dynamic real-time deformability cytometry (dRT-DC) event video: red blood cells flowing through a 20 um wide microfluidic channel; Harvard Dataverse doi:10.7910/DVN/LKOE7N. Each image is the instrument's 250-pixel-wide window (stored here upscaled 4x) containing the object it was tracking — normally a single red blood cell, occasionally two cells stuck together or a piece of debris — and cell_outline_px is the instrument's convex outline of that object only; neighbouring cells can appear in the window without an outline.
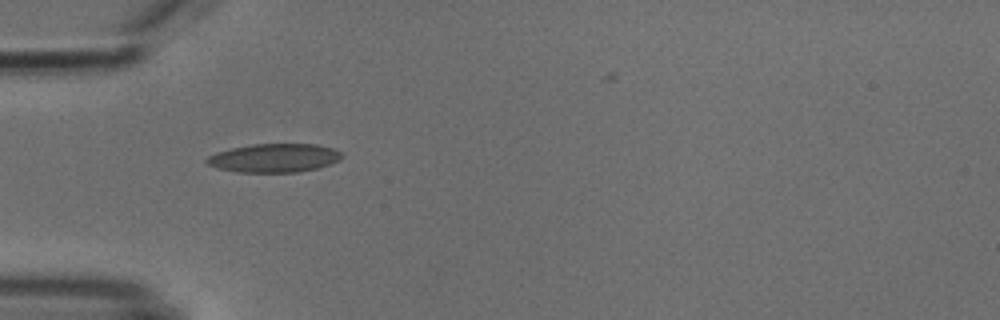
{"species": "common noctule bat (a hibernating species)", "species_latin": "Nyctalus noctula", "temperature_condition": "cold", "stored_images_in_passage": 5, "camera_frame_rate_fps": 3000, "um_per_image_px": 0.085, "animal": {"sex": "male", "body_mass_g": 18.8}, "frame": {"image": 1, "passage_image": 1, "time_ms": 0.0, "image_size_px": [1000, 320], "cell_outline_px": [[344, 156], [340, 160], [316, 168], [296, 172], [236, 172], [216, 168], [208, 164], [204, 160], [208, 156], [216, 152], [232, 148], [252, 144], [316, 144], [332, 148], [340, 152]], "centroid_in_image_um": [23.28, 13.42], "position_along_channel_um": 61.7, "area_um2": 22.48}}
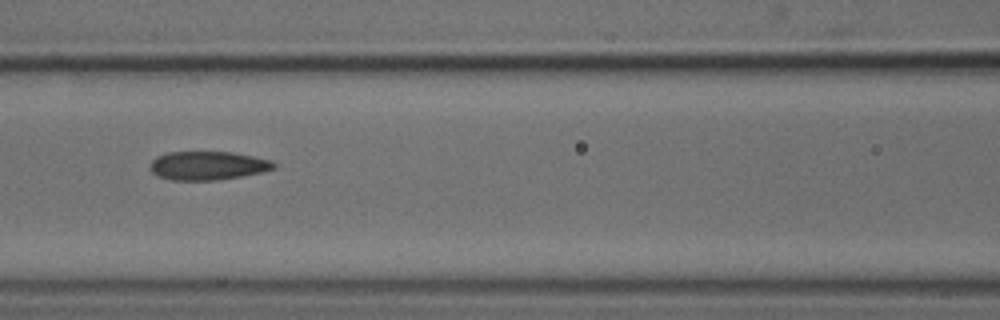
{"frame": {"image": 2, "passage_image": 3, "time_ms": 2.333, "image_size_px": [1000, 320], "cell_outline_px": [[276, 168], [260, 172], [240, 176], [216, 180], [172, 180], [156, 176], [148, 168], [152, 160], [156, 156], [168, 152], [232, 152], [272, 160], [276, 164]], "centroid_in_image_um": [17.62, 14.07], "position_along_channel_um": 149.0, "area_um2": 20.69}}
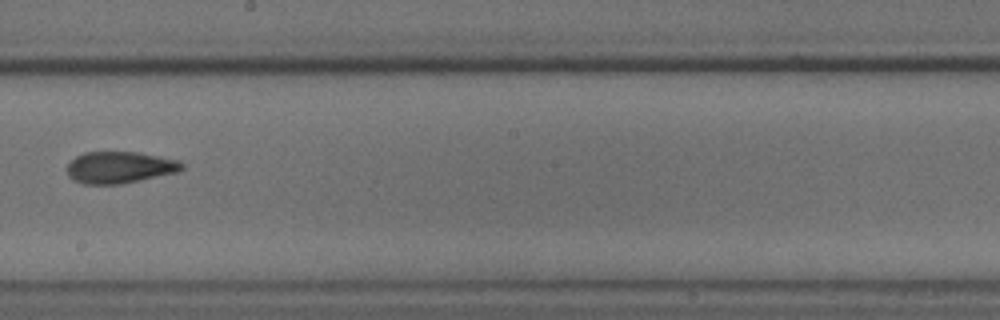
{"frame": {"image": 3, "passage_image": 5, "time_ms": 4.667, "image_size_px": [1000, 320], "cell_outline_px": [[184, 168], [180, 172], [120, 184], [84, 184], [72, 180], [68, 176], [68, 164], [76, 156], [84, 152], [140, 152], [180, 160], [184, 164]], "centroid_in_image_um": [10.21, 14.22], "position_along_channel_um": 238.0, "area_um2": 21.44}}